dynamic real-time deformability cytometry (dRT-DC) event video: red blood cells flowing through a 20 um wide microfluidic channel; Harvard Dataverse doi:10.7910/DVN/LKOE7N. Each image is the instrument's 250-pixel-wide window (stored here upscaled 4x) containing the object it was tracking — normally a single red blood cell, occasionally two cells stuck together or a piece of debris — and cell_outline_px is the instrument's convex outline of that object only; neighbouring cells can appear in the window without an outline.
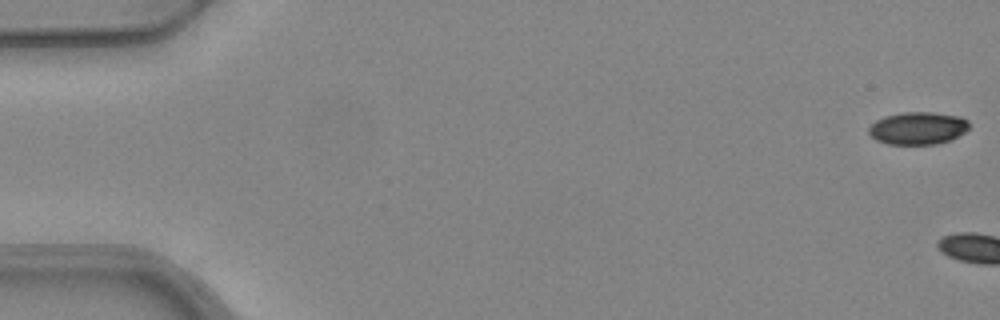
{"species": "common noctule bat (a hibernating species)", "species_latin": "Nyctalus noctula", "temperature_condition": "warm", "stored_images_in_passage": 4, "camera_frame_rate_fps": 3000, "um_per_image_px": 0.085, "animal": {"sex": "female", "body_mass_g": 24.6, "forearm_length_mm": 56.2}, "frame": {"image": 1, "passage_image": 1, "time_ms": 0.0, "image_size_px": [1000, 320], "cell_outline_px": [[968, 128], [964, 132], [952, 140], [936, 144], [888, 144], [876, 140], [868, 132], [868, 128], [876, 120], [884, 116], [904, 112], [932, 112], [960, 116], [968, 120]], "centroid_in_image_um": [78.02, 10.89], "position_along_channel_um": 7.0, "area_um2": 19.07}}